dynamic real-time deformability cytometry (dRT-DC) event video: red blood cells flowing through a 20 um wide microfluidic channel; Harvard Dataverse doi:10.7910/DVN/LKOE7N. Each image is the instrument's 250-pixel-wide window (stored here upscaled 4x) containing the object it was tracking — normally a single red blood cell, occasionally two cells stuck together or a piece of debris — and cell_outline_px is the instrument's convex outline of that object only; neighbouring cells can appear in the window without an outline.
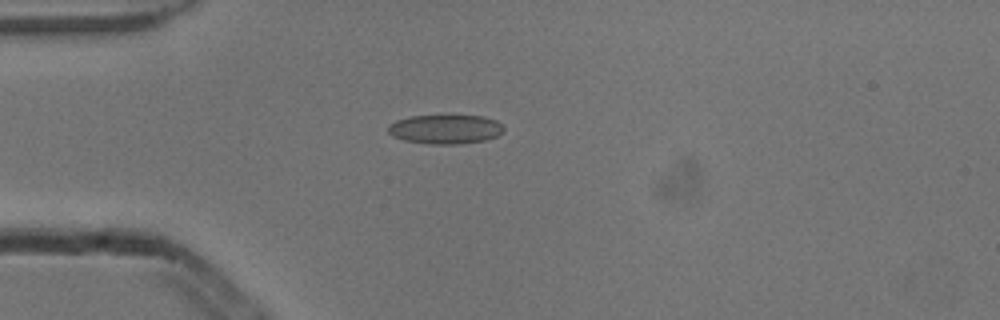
{"species": "common noctule bat (a hibernating species)", "species_latin": "Nyctalus noctula", "temperature_condition": "cold", "stored_images_in_passage": 5, "camera_frame_rate_fps": 3000, "um_per_image_px": 0.085, "animal": {"sex": "male", "body_mass_g": 13.3}, "frame": {"image": 1, "passage_image": 5, "time_ms": 1.333, "image_size_px": [1000, 320], "cell_outline_px": [[504, 128], [496, 136], [484, 140], [460, 144], [432, 144], [404, 140], [392, 136], [388, 132], [388, 124], [396, 120], [412, 116], [484, 116], [496, 120]], "centroid_in_image_um": [37.82, 10.98], "position_along_channel_um": 47.2, "area_um2": 19.48}}